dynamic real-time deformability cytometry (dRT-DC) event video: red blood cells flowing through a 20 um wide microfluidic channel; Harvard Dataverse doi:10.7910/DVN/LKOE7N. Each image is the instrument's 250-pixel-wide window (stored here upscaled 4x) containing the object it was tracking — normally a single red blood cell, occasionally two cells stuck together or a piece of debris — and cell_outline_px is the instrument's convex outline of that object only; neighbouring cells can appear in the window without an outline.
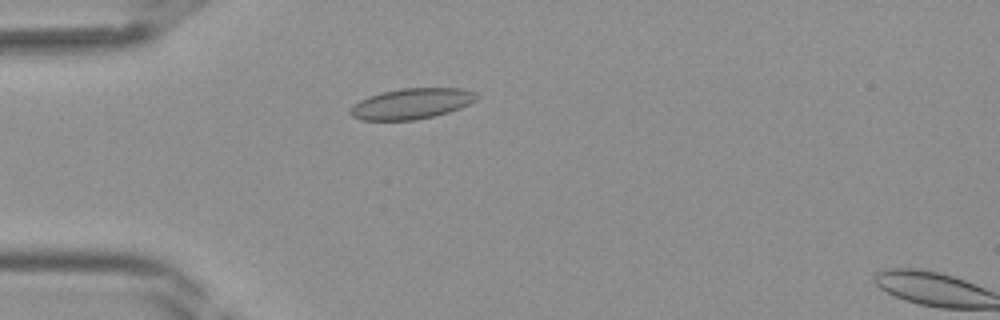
{"species": "Egyptian fruit bat (a non-hibernating species)", "species_latin": "Rousettus aegyptiacus", "temperature_condition": "room temperature", "stored_images_in_passage": 40, "camera_frame_rate_fps": 3000, "um_per_image_px": 0.085, "frame": {"image": 1, "passage_image": 11, "time_ms": 3.333, "image_size_px": [1000, 320], "cell_outline_px": [[480, 96], [476, 100], [460, 108], [436, 116], [416, 120], [360, 120], [352, 116], [348, 112], [360, 100], [368, 96], [380, 92], [400, 88], [464, 88], [476, 92]], "centroid_in_image_um": [35.02, 8.8], "position_along_channel_um": 50.0, "area_um2": 22.77}}
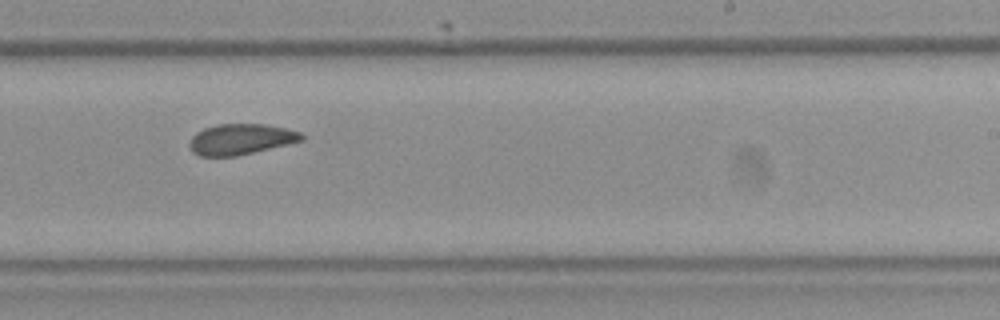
{"frame": {"image": 2, "passage_image": 25, "time_ms": 8.0, "image_size_px": [1000, 320], "cell_outline_px": [[304, 140], [236, 156], [200, 156], [192, 152], [188, 144], [192, 136], [196, 132], [204, 128], [216, 124], [264, 124], [284, 128], [300, 132], [304, 136]], "centroid_in_image_um": [20.43, 11.83], "position_along_channel_um": 268.6, "area_um2": 20.0}}
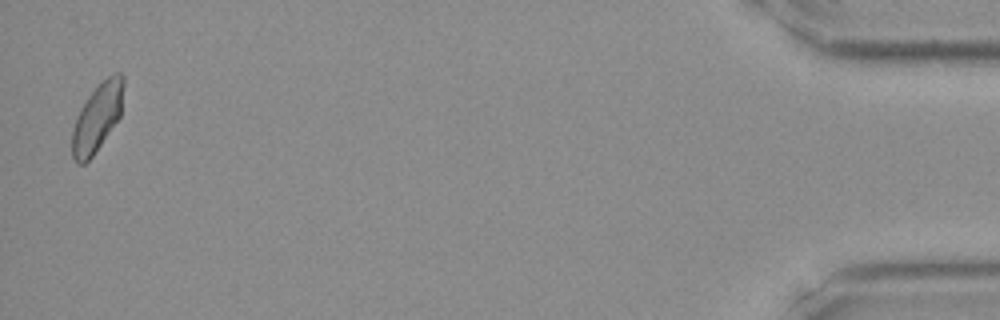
{"frame": {"image": 3, "passage_image": 40, "time_ms": 13.0, "image_size_px": [1000, 320], "cell_outline_px": [[124, 84], [120, 116], [92, 156], [84, 164], [76, 164], [72, 156], [72, 128], [76, 116], [80, 108], [88, 96], [112, 72], [120, 72], [124, 76]], "centroid_in_image_um": [8.25, 9.98], "position_along_channel_um": 426.9, "area_um2": 20.23}}